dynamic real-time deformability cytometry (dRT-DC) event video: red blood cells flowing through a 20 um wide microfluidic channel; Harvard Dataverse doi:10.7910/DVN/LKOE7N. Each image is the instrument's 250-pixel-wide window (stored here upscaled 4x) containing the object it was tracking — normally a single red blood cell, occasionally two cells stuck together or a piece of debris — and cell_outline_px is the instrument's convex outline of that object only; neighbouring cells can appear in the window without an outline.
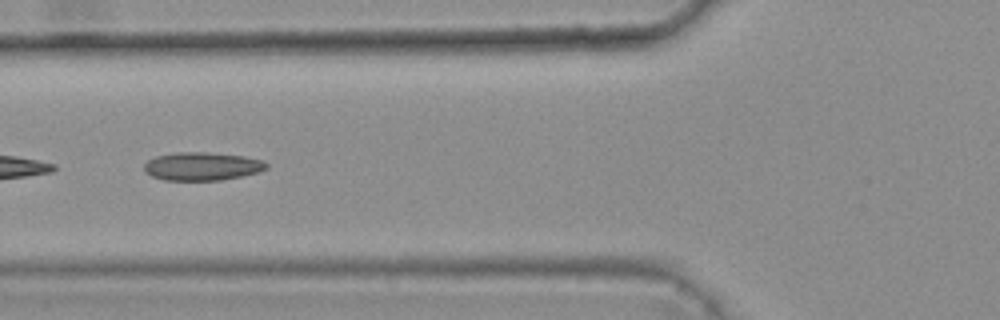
{"species": "common noctule bat (a hibernating species)", "species_latin": "Nyctalus noctula", "temperature_condition": "warm", "stored_images_in_passage": 6, "camera_frame_rate_fps": 3000, "um_per_image_px": 0.085, "animal": {"sex": "female", "body_mass_g": 25.1}, "frame": {"image": 1, "passage_image": 5, "time_ms": 1.333, "image_size_px": [1000, 320], "cell_outline_px": [[268, 168], [260, 172], [220, 180], [164, 180], [152, 176], [144, 172], [144, 164], [148, 160], [156, 156], [176, 152], [204, 152], [244, 156], [264, 160], [268, 164]], "centroid_in_image_um": [17.18, 14.13], "position_along_channel_um": 108.6, "area_um2": 20.17}}
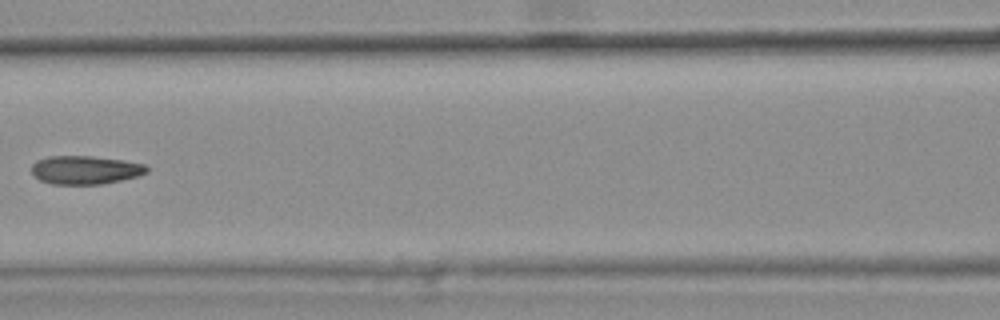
{"frame": {"image": 2, "passage_image": 6, "time_ms": 1.667, "image_size_px": [1000, 320], "cell_outline_px": [[148, 172], [136, 176], [120, 180], [100, 184], [52, 184], [40, 180], [32, 172], [32, 164], [36, 160], [48, 156], [92, 156], [120, 160], [144, 164], [148, 168]], "centroid_in_image_um": [7.21, 14.44], "position_along_channel_um": 159.4, "area_um2": 18.9}}